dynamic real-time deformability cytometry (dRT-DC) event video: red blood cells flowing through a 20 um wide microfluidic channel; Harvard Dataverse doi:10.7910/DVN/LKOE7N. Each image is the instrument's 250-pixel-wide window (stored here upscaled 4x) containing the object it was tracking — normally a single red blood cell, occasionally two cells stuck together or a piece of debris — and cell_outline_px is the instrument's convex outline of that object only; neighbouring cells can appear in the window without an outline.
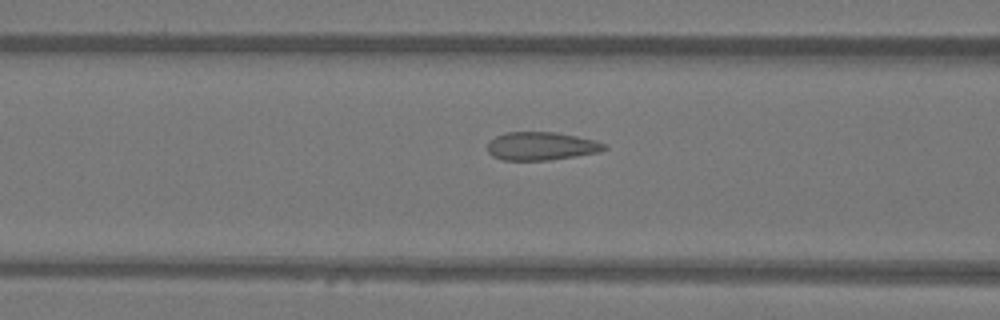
{"species": "Egyptian fruit bat (a non-hibernating species)", "species_latin": "Rousettus aegyptiacus", "temperature_condition": "warm", "stored_images_in_passage": 40, "camera_frame_rate_fps": 3000, "um_per_image_px": 0.085, "animal": {"sex": "female"}, "frame": {"image": 1, "passage_image": 20, "time_ms": 6.333, "image_size_px": [1000, 320], "cell_outline_px": [[608, 148], [600, 152], [576, 156], [548, 160], [504, 160], [492, 156], [488, 152], [488, 140], [504, 132], [556, 132], [596, 140], [608, 144]], "centroid_in_image_um": [46.03, 12.41], "position_along_channel_um": 120.6, "area_um2": 19.42}}
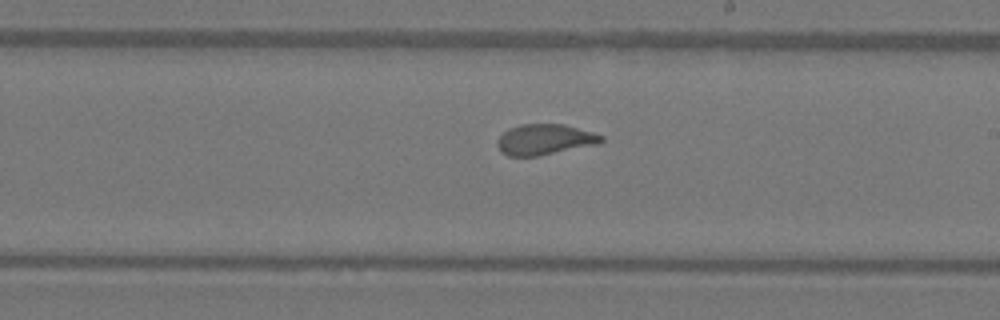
{"frame": {"image": 2, "passage_image": 29, "time_ms": 9.333, "image_size_px": [1000, 320], "cell_outline_px": [[604, 140], [600, 144], [540, 156], [508, 156], [500, 152], [496, 144], [496, 140], [508, 128], [520, 124], [564, 124], [592, 132], [604, 136]], "centroid_in_image_um": [46.3, 11.87], "position_along_channel_um": 242.7, "area_um2": 18.9}}
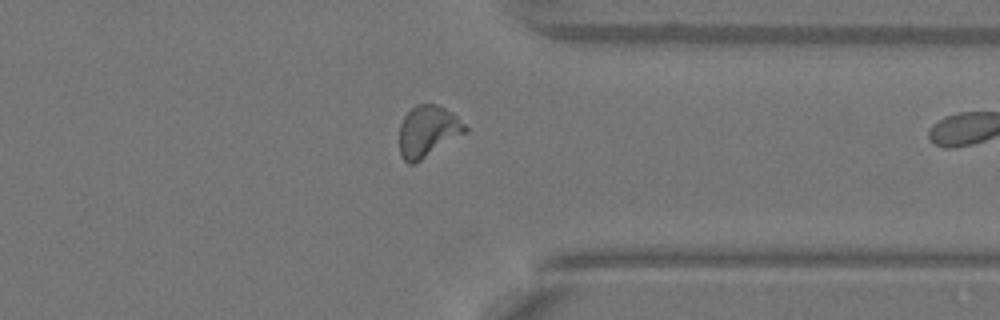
{"frame": {"image": 3, "passage_image": 39, "time_ms": 12.667, "image_size_px": [1000, 320], "cell_outline_px": [[468, 132], [416, 164], [408, 164], [400, 156], [400, 124], [404, 116], [416, 104], [436, 104], [452, 112], [468, 128]], "centroid_in_image_um": [36.37, 11.19], "position_along_channel_um": 375.0, "area_um2": 19.94}}